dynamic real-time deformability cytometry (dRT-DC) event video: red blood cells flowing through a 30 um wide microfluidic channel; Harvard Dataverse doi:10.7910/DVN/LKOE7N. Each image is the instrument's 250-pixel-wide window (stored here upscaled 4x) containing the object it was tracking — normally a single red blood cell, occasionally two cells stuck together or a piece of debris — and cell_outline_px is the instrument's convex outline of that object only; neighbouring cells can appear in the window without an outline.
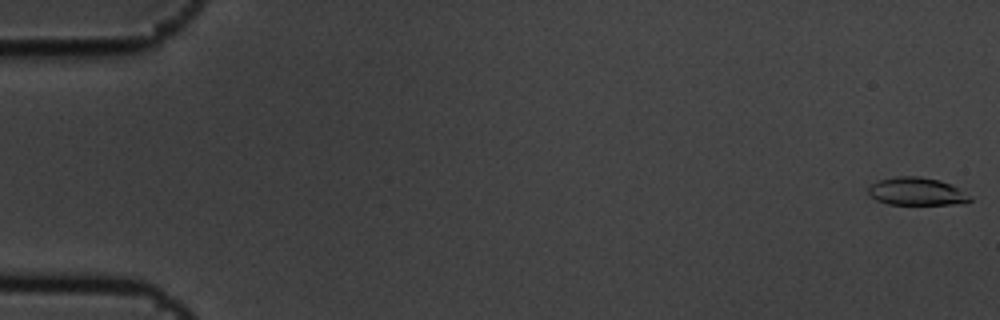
{"species": "common noctule bat (a hibernating species)", "species_latin": "Nyctalus noctula", "temperature_condition": "cold", "stored_images_in_passage": 7, "camera_frame_rate_fps": 3000, "um_per_image_px": 0.085, "animal": {"sex": "male", "body_mass_g": 19.5, "forearm_length_mm": 54.6}, "frame": {"image": 1, "passage_image": 1, "time_ms": 0.0, "image_size_px": [1000, 320], "cell_outline_px": [[972, 200], [964, 204], [888, 204], [876, 200], [868, 192], [868, 188], [876, 180], [896, 176], [920, 176], [940, 180], [952, 184], [972, 196]], "centroid_in_image_um": [77.95, 16.27], "position_along_channel_um": 7.0, "area_um2": 16.7}}
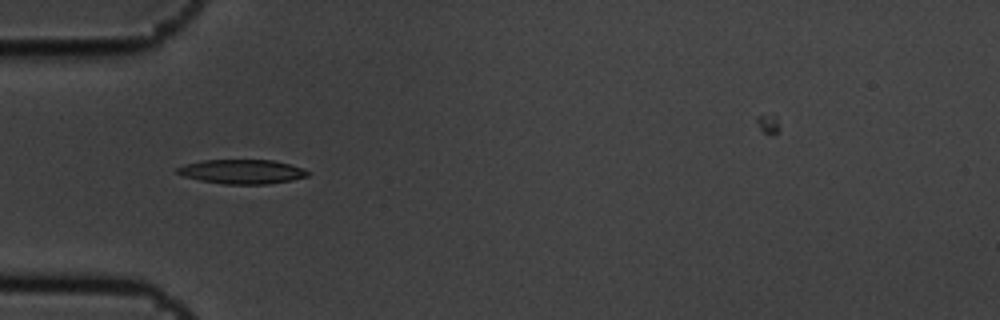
{"frame": {"image": 2, "passage_image": 6, "time_ms": 1.667, "image_size_px": [1000, 320], "cell_outline_px": [[312, 172], [308, 176], [292, 180], [268, 184], [224, 184], [200, 180], [184, 176], [176, 172], [176, 168], [184, 164], [204, 160], [272, 160], [304, 168]], "centroid_in_image_um": [20.6, 14.59], "position_along_channel_um": 64.4, "area_um2": 18.5}}
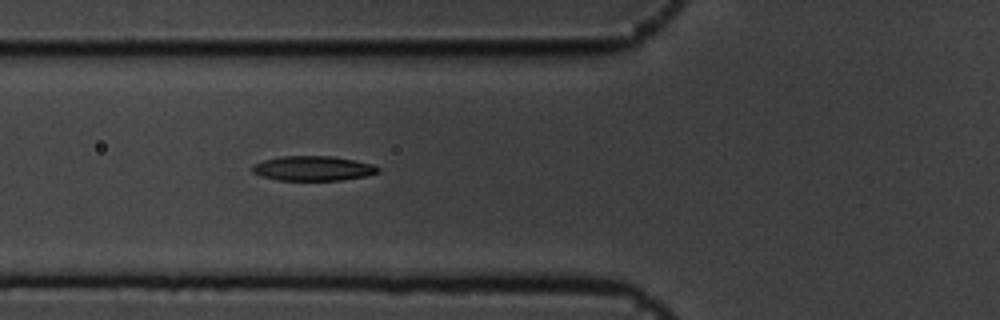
{"frame": {"image": 3, "passage_image": 7, "time_ms": 2.0, "image_size_px": [1000, 320], "cell_outline_px": [[380, 172], [364, 176], [340, 180], [276, 180], [260, 176], [252, 172], [252, 164], [264, 160], [280, 156], [332, 156], [372, 164], [380, 168]], "centroid_in_image_um": [26.56, 14.31], "position_along_channel_um": 99.2, "area_um2": 18.09}}